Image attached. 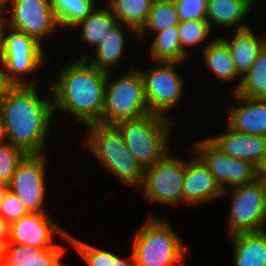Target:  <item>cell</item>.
I'll use <instances>...</instances> for the list:
<instances>
[{
    "instance_id": "obj_10",
    "label": "cell",
    "mask_w": 266,
    "mask_h": 266,
    "mask_svg": "<svg viewBox=\"0 0 266 266\" xmlns=\"http://www.w3.org/2000/svg\"><path fill=\"white\" fill-rule=\"evenodd\" d=\"M178 62L156 61L153 69H137L143 79L144 93L150 113L169 118L168 111L179 104L184 81L177 72Z\"/></svg>"
},
{
    "instance_id": "obj_23",
    "label": "cell",
    "mask_w": 266,
    "mask_h": 266,
    "mask_svg": "<svg viewBox=\"0 0 266 266\" xmlns=\"http://www.w3.org/2000/svg\"><path fill=\"white\" fill-rule=\"evenodd\" d=\"M202 49L204 61L213 75L215 74V77L226 83L240 77L238 84L233 88V93H235L241 85L242 77L236 70L227 44L220 37H217Z\"/></svg>"
},
{
    "instance_id": "obj_1",
    "label": "cell",
    "mask_w": 266,
    "mask_h": 266,
    "mask_svg": "<svg viewBox=\"0 0 266 266\" xmlns=\"http://www.w3.org/2000/svg\"><path fill=\"white\" fill-rule=\"evenodd\" d=\"M5 140L26 154H44L53 99L39 98L36 85H9L0 101Z\"/></svg>"
},
{
    "instance_id": "obj_5",
    "label": "cell",
    "mask_w": 266,
    "mask_h": 266,
    "mask_svg": "<svg viewBox=\"0 0 266 266\" xmlns=\"http://www.w3.org/2000/svg\"><path fill=\"white\" fill-rule=\"evenodd\" d=\"M173 123L170 118L149 113L115 126L121 132L128 151L146 169L170 153L168 141Z\"/></svg>"
},
{
    "instance_id": "obj_4",
    "label": "cell",
    "mask_w": 266,
    "mask_h": 266,
    "mask_svg": "<svg viewBox=\"0 0 266 266\" xmlns=\"http://www.w3.org/2000/svg\"><path fill=\"white\" fill-rule=\"evenodd\" d=\"M132 243L136 266H184L188 248L165 219L150 215Z\"/></svg>"
},
{
    "instance_id": "obj_37",
    "label": "cell",
    "mask_w": 266,
    "mask_h": 266,
    "mask_svg": "<svg viewBox=\"0 0 266 266\" xmlns=\"http://www.w3.org/2000/svg\"><path fill=\"white\" fill-rule=\"evenodd\" d=\"M9 85L6 83L3 70L0 68V101L3 98L4 92Z\"/></svg>"
},
{
    "instance_id": "obj_34",
    "label": "cell",
    "mask_w": 266,
    "mask_h": 266,
    "mask_svg": "<svg viewBox=\"0 0 266 266\" xmlns=\"http://www.w3.org/2000/svg\"><path fill=\"white\" fill-rule=\"evenodd\" d=\"M27 213V209L22 205L16 194L8 190L0 205V216L10 225Z\"/></svg>"
},
{
    "instance_id": "obj_6",
    "label": "cell",
    "mask_w": 266,
    "mask_h": 266,
    "mask_svg": "<svg viewBox=\"0 0 266 266\" xmlns=\"http://www.w3.org/2000/svg\"><path fill=\"white\" fill-rule=\"evenodd\" d=\"M110 74L108 72L105 86L102 124L116 125L149 114L143 79L137 68L112 81Z\"/></svg>"
},
{
    "instance_id": "obj_30",
    "label": "cell",
    "mask_w": 266,
    "mask_h": 266,
    "mask_svg": "<svg viewBox=\"0 0 266 266\" xmlns=\"http://www.w3.org/2000/svg\"><path fill=\"white\" fill-rule=\"evenodd\" d=\"M69 240V243L82 255L89 266H136L132 252L131 260L128 262L117 254L89 245L72 235Z\"/></svg>"
},
{
    "instance_id": "obj_22",
    "label": "cell",
    "mask_w": 266,
    "mask_h": 266,
    "mask_svg": "<svg viewBox=\"0 0 266 266\" xmlns=\"http://www.w3.org/2000/svg\"><path fill=\"white\" fill-rule=\"evenodd\" d=\"M122 26L123 24L119 23L99 41L94 48L93 56L90 53L83 54L79 59H84L98 69L112 72V67L120 61L126 47V37Z\"/></svg>"
},
{
    "instance_id": "obj_19",
    "label": "cell",
    "mask_w": 266,
    "mask_h": 266,
    "mask_svg": "<svg viewBox=\"0 0 266 266\" xmlns=\"http://www.w3.org/2000/svg\"><path fill=\"white\" fill-rule=\"evenodd\" d=\"M228 46L238 74L243 77L252 67L266 39L258 38L252 28L235 30L232 39L220 37Z\"/></svg>"
},
{
    "instance_id": "obj_35",
    "label": "cell",
    "mask_w": 266,
    "mask_h": 266,
    "mask_svg": "<svg viewBox=\"0 0 266 266\" xmlns=\"http://www.w3.org/2000/svg\"><path fill=\"white\" fill-rule=\"evenodd\" d=\"M8 237H9V225L0 216V243H2L5 246L8 242Z\"/></svg>"
},
{
    "instance_id": "obj_36",
    "label": "cell",
    "mask_w": 266,
    "mask_h": 266,
    "mask_svg": "<svg viewBox=\"0 0 266 266\" xmlns=\"http://www.w3.org/2000/svg\"><path fill=\"white\" fill-rule=\"evenodd\" d=\"M256 177L266 182V151L261 161L256 166Z\"/></svg>"
},
{
    "instance_id": "obj_12",
    "label": "cell",
    "mask_w": 266,
    "mask_h": 266,
    "mask_svg": "<svg viewBox=\"0 0 266 266\" xmlns=\"http://www.w3.org/2000/svg\"><path fill=\"white\" fill-rule=\"evenodd\" d=\"M193 148L223 190V196L228 193V186L231 188L248 184L257 178L255 166L248 161L224 154L207 138L196 142Z\"/></svg>"
},
{
    "instance_id": "obj_29",
    "label": "cell",
    "mask_w": 266,
    "mask_h": 266,
    "mask_svg": "<svg viewBox=\"0 0 266 266\" xmlns=\"http://www.w3.org/2000/svg\"><path fill=\"white\" fill-rule=\"evenodd\" d=\"M179 18L173 0H153L146 23L137 32V36L144 35L145 31H163L172 26H178Z\"/></svg>"
},
{
    "instance_id": "obj_9",
    "label": "cell",
    "mask_w": 266,
    "mask_h": 266,
    "mask_svg": "<svg viewBox=\"0 0 266 266\" xmlns=\"http://www.w3.org/2000/svg\"><path fill=\"white\" fill-rule=\"evenodd\" d=\"M169 153L164 159L144 169L139 191L145 199L161 205L183 204V179L186 162Z\"/></svg>"
},
{
    "instance_id": "obj_44",
    "label": "cell",
    "mask_w": 266,
    "mask_h": 266,
    "mask_svg": "<svg viewBox=\"0 0 266 266\" xmlns=\"http://www.w3.org/2000/svg\"><path fill=\"white\" fill-rule=\"evenodd\" d=\"M247 3H249L251 6H253L254 3H256L257 0H245Z\"/></svg>"
},
{
    "instance_id": "obj_2",
    "label": "cell",
    "mask_w": 266,
    "mask_h": 266,
    "mask_svg": "<svg viewBox=\"0 0 266 266\" xmlns=\"http://www.w3.org/2000/svg\"><path fill=\"white\" fill-rule=\"evenodd\" d=\"M108 72L98 69L84 59L70 61L58 73V81L49 88L54 94L53 110L64 111L86 127L102 124L105 86Z\"/></svg>"
},
{
    "instance_id": "obj_25",
    "label": "cell",
    "mask_w": 266,
    "mask_h": 266,
    "mask_svg": "<svg viewBox=\"0 0 266 266\" xmlns=\"http://www.w3.org/2000/svg\"><path fill=\"white\" fill-rule=\"evenodd\" d=\"M153 0H106V5L134 34L146 23Z\"/></svg>"
},
{
    "instance_id": "obj_32",
    "label": "cell",
    "mask_w": 266,
    "mask_h": 266,
    "mask_svg": "<svg viewBox=\"0 0 266 266\" xmlns=\"http://www.w3.org/2000/svg\"><path fill=\"white\" fill-rule=\"evenodd\" d=\"M27 154L7 140L0 142V183L9 186L18 164Z\"/></svg>"
},
{
    "instance_id": "obj_42",
    "label": "cell",
    "mask_w": 266,
    "mask_h": 266,
    "mask_svg": "<svg viewBox=\"0 0 266 266\" xmlns=\"http://www.w3.org/2000/svg\"><path fill=\"white\" fill-rule=\"evenodd\" d=\"M6 3H7V0H0V9H2V10L5 11V9H6Z\"/></svg>"
},
{
    "instance_id": "obj_15",
    "label": "cell",
    "mask_w": 266,
    "mask_h": 266,
    "mask_svg": "<svg viewBox=\"0 0 266 266\" xmlns=\"http://www.w3.org/2000/svg\"><path fill=\"white\" fill-rule=\"evenodd\" d=\"M183 204H202L222 197L223 190L199 157L186 161Z\"/></svg>"
},
{
    "instance_id": "obj_20",
    "label": "cell",
    "mask_w": 266,
    "mask_h": 266,
    "mask_svg": "<svg viewBox=\"0 0 266 266\" xmlns=\"http://www.w3.org/2000/svg\"><path fill=\"white\" fill-rule=\"evenodd\" d=\"M251 8L245 0H208L206 21L211 29L218 26V29L243 30L249 28L244 19L248 17Z\"/></svg>"
},
{
    "instance_id": "obj_7",
    "label": "cell",
    "mask_w": 266,
    "mask_h": 266,
    "mask_svg": "<svg viewBox=\"0 0 266 266\" xmlns=\"http://www.w3.org/2000/svg\"><path fill=\"white\" fill-rule=\"evenodd\" d=\"M8 31V33H7ZM37 40L4 25L2 30V70L8 85H35L36 78L24 81L22 74L36 71L44 62V49ZM6 69V71H4Z\"/></svg>"
},
{
    "instance_id": "obj_14",
    "label": "cell",
    "mask_w": 266,
    "mask_h": 266,
    "mask_svg": "<svg viewBox=\"0 0 266 266\" xmlns=\"http://www.w3.org/2000/svg\"><path fill=\"white\" fill-rule=\"evenodd\" d=\"M70 242V233L58 226L47 212H28L9 225L7 243L27 244L37 248H65L54 244V234Z\"/></svg>"
},
{
    "instance_id": "obj_41",
    "label": "cell",
    "mask_w": 266,
    "mask_h": 266,
    "mask_svg": "<svg viewBox=\"0 0 266 266\" xmlns=\"http://www.w3.org/2000/svg\"><path fill=\"white\" fill-rule=\"evenodd\" d=\"M3 250H4V245L0 243V266L2 265L3 261Z\"/></svg>"
},
{
    "instance_id": "obj_39",
    "label": "cell",
    "mask_w": 266,
    "mask_h": 266,
    "mask_svg": "<svg viewBox=\"0 0 266 266\" xmlns=\"http://www.w3.org/2000/svg\"><path fill=\"white\" fill-rule=\"evenodd\" d=\"M5 14H4V10L0 9V36H2V30H3V27H4V18Z\"/></svg>"
},
{
    "instance_id": "obj_43",
    "label": "cell",
    "mask_w": 266,
    "mask_h": 266,
    "mask_svg": "<svg viewBox=\"0 0 266 266\" xmlns=\"http://www.w3.org/2000/svg\"><path fill=\"white\" fill-rule=\"evenodd\" d=\"M2 62V36H0V63Z\"/></svg>"
},
{
    "instance_id": "obj_11",
    "label": "cell",
    "mask_w": 266,
    "mask_h": 266,
    "mask_svg": "<svg viewBox=\"0 0 266 266\" xmlns=\"http://www.w3.org/2000/svg\"><path fill=\"white\" fill-rule=\"evenodd\" d=\"M9 3L12 6L11 17L6 20L4 16V24L10 29L31 36L41 45L47 36L60 28L50 0H7L6 6Z\"/></svg>"
},
{
    "instance_id": "obj_38",
    "label": "cell",
    "mask_w": 266,
    "mask_h": 266,
    "mask_svg": "<svg viewBox=\"0 0 266 266\" xmlns=\"http://www.w3.org/2000/svg\"><path fill=\"white\" fill-rule=\"evenodd\" d=\"M9 190L7 185L0 183V205L4 199L6 192Z\"/></svg>"
},
{
    "instance_id": "obj_17",
    "label": "cell",
    "mask_w": 266,
    "mask_h": 266,
    "mask_svg": "<svg viewBox=\"0 0 266 266\" xmlns=\"http://www.w3.org/2000/svg\"><path fill=\"white\" fill-rule=\"evenodd\" d=\"M239 106L230 107L227 126L243 134L266 137V99H254L233 93Z\"/></svg>"
},
{
    "instance_id": "obj_13",
    "label": "cell",
    "mask_w": 266,
    "mask_h": 266,
    "mask_svg": "<svg viewBox=\"0 0 266 266\" xmlns=\"http://www.w3.org/2000/svg\"><path fill=\"white\" fill-rule=\"evenodd\" d=\"M46 154H27L18 164L9 190L16 194L28 212H45Z\"/></svg>"
},
{
    "instance_id": "obj_33",
    "label": "cell",
    "mask_w": 266,
    "mask_h": 266,
    "mask_svg": "<svg viewBox=\"0 0 266 266\" xmlns=\"http://www.w3.org/2000/svg\"><path fill=\"white\" fill-rule=\"evenodd\" d=\"M179 21L206 19L208 0H173Z\"/></svg>"
},
{
    "instance_id": "obj_28",
    "label": "cell",
    "mask_w": 266,
    "mask_h": 266,
    "mask_svg": "<svg viewBox=\"0 0 266 266\" xmlns=\"http://www.w3.org/2000/svg\"><path fill=\"white\" fill-rule=\"evenodd\" d=\"M60 27H74L95 8V0H50Z\"/></svg>"
},
{
    "instance_id": "obj_24",
    "label": "cell",
    "mask_w": 266,
    "mask_h": 266,
    "mask_svg": "<svg viewBox=\"0 0 266 266\" xmlns=\"http://www.w3.org/2000/svg\"><path fill=\"white\" fill-rule=\"evenodd\" d=\"M100 10L94 9L85 19L78 22L74 27L80 26V41L96 47L107 33L114 29L120 22L112 13V10L104 4Z\"/></svg>"
},
{
    "instance_id": "obj_16",
    "label": "cell",
    "mask_w": 266,
    "mask_h": 266,
    "mask_svg": "<svg viewBox=\"0 0 266 266\" xmlns=\"http://www.w3.org/2000/svg\"><path fill=\"white\" fill-rule=\"evenodd\" d=\"M224 154L257 166L266 151V137L233 131L226 125L225 133L207 138Z\"/></svg>"
},
{
    "instance_id": "obj_18",
    "label": "cell",
    "mask_w": 266,
    "mask_h": 266,
    "mask_svg": "<svg viewBox=\"0 0 266 266\" xmlns=\"http://www.w3.org/2000/svg\"><path fill=\"white\" fill-rule=\"evenodd\" d=\"M65 248H37L27 244L7 243L1 266H63Z\"/></svg>"
},
{
    "instance_id": "obj_21",
    "label": "cell",
    "mask_w": 266,
    "mask_h": 266,
    "mask_svg": "<svg viewBox=\"0 0 266 266\" xmlns=\"http://www.w3.org/2000/svg\"><path fill=\"white\" fill-rule=\"evenodd\" d=\"M234 266H266V230L229 235Z\"/></svg>"
},
{
    "instance_id": "obj_40",
    "label": "cell",
    "mask_w": 266,
    "mask_h": 266,
    "mask_svg": "<svg viewBox=\"0 0 266 266\" xmlns=\"http://www.w3.org/2000/svg\"><path fill=\"white\" fill-rule=\"evenodd\" d=\"M5 140L4 133H3V123H2V115L0 111V142Z\"/></svg>"
},
{
    "instance_id": "obj_26",
    "label": "cell",
    "mask_w": 266,
    "mask_h": 266,
    "mask_svg": "<svg viewBox=\"0 0 266 266\" xmlns=\"http://www.w3.org/2000/svg\"><path fill=\"white\" fill-rule=\"evenodd\" d=\"M149 49L150 57L154 62L181 63L188 57L180 45L177 26H172L163 31L156 32V36Z\"/></svg>"
},
{
    "instance_id": "obj_8",
    "label": "cell",
    "mask_w": 266,
    "mask_h": 266,
    "mask_svg": "<svg viewBox=\"0 0 266 266\" xmlns=\"http://www.w3.org/2000/svg\"><path fill=\"white\" fill-rule=\"evenodd\" d=\"M231 208L229 235L241 232L264 231L266 222V182L256 178L253 182L230 188Z\"/></svg>"
},
{
    "instance_id": "obj_3",
    "label": "cell",
    "mask_w": 266,
    "mask_h": 266,
    "mask_svg": "<svg viewBox=\"0 0 266 266\" xmlns=\"http://www.w3.org/2000/svg\"><path fill=\"white\" fill-rule=\"evenodd\" d=\"M83 144L103 167L121 183L139 188L144 169L128 151L121 132L115 125L95 123L86 126Z\"/></svg>"
},
{
    "instance_id": "obj_31",
    "label": "cell",
    "mask_w": 266,
    "mask_h": 266,
    "mask_svg": "<svg viewBox=\"0 0 266 266\" xmlns=\"http://www.w3.org/2000/svg\"><path fill=\"white\" fill-rule=\"evenodd\" d=\"M180 45L188 55V47L196 46L210 37L211 27L206 19L180 21L178 24Z\"/></svg>"
},
{
    "instance_id": "obj_27",
    "label": "cell",
    "mask_w": 266,
    "mask_h": 266,
    "mask_svg": "<svg viewBox=\"0 0 266 266\" xmlns=\"http://www.w3.org/2000/svg\"><path fill=\"white\" fill-rule=\"evenodd\" d=\"M236 93L249 98L266 99V45L259 52L250 70L242 77Z\"/></svg>"
}]
</instances>
